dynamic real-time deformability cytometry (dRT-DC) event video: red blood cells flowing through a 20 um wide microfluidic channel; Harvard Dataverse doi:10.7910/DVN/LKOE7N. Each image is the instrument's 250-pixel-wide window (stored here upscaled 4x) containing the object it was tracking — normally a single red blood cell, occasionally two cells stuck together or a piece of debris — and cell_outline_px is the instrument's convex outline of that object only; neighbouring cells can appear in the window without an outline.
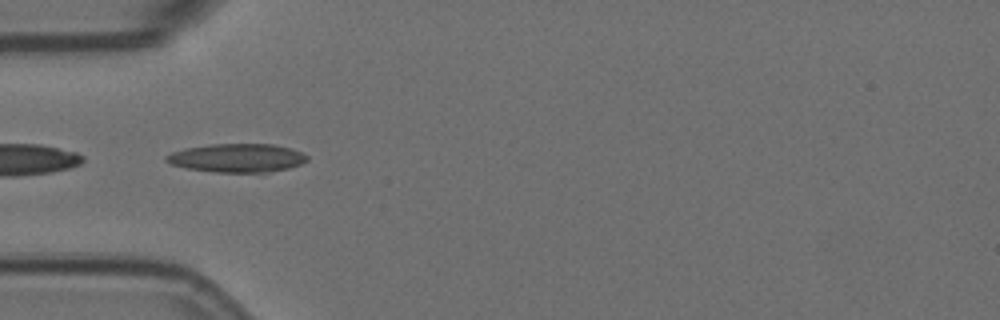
{"species": "Egyptian fruit bat (a non-hibernating species)", "species_latin": "Rousettus aegyptiacus", "temperature_condition": "room temperature", "stored_images_in_passage": 23, "camera_frame_rate_fps": 3000, "um_per_image_px": 0.085, "animal": {"sex": "female"}, "frame": {"image": 1, "passage_image": 7, "time_ms": 2.0, "image_size_px": [1000, 320], "cell_outline_px": [[308, 160], [300, 164], [288, 168], [268, 172], [216, 172], [184, 168], [172, 164], [164, 160], [164, 156], [172, 152], [184, 148], [208, 144], [272, 144], [288, 148], [300, 152], [308, 156]], "centroid_in_image_um": [20.1, 13.42], "position_along_channel_um": 64.9, "area_um2": 23.41}}